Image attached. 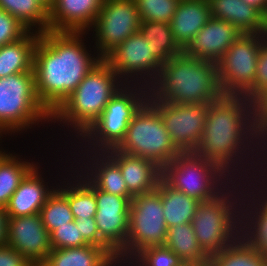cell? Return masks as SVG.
Segmentation results:
<instances>
[{"instance_id":"cell-1","label":"cell","mask_w":267,"mask_h":266,"mask_svg":"<svg viewBox=\"0 0 267 266\" xmlns=\"http://www.w3.org/2000/svg\"><path fill=\"white\" fill-rule=\"evenodd\" d=\"M193 152L216 164L232 180L264 177L267 166L253 101L244 95H222L209 103L203 134Z\"/></svg>"},{"instance_id":"cell-2","label":"cell","mask_w":267,"mask_h":266,"mask_svg":"<svg viewBox=\"0 0 267 266\" xmlns=\"http://www.w3.org/2000/svg\"><path fill=\"white\" fill-rule=\"evenodd\" d=\"M90 41L87 32L48 30L40 34L33 59L35 89L51 114L102 59Z\"/></svg>"},{"instance_id":"cell-3","label":"cell","mask_w":267,"mask_h":266,"mask_svg":"<svg viewBox=\"0 0 267 266\" xmlns=\"http://www.w3.org/2000/svg\"><path fill=\"white\" fill-rule=\"evenodd\" d=\"M124 85L125 83L117 76L111 66L104 59H101L52 114L51 128L49 129L52 132L47 130L43 136H50V133L53 135L51 134L49 138L45 137V142L46 139L48 141L51 138L54 142L60 140L58 148L67 149L100 117L107 103ZM56 124H58V128ZM59 130L60 133H57V136L60 134L59 139L56 138L55 140L56 132Z\"/></svg>"},{"instance_id":"cell-4","label":"cell","mask_w":267,"mask_h":266,"mask_svg":"<svg viewBox=\"0 0 267 266\" xmlns=\"http://www.w3.org/2000/svg\"><path fill=\"white\" fill-rule=\"evenodd\" d=\"M148 90V99L171 104H209L223 95L218 82L217 64L183 51L162 65Z\"/></svg>"},{"instance_id":"cell-5","label":"cell","mask_w":267,"mask_h":266,"mask_svg":"<svg viewBox=\"0 0 267 266\" xmlns=\"http://www.w3.org/2000/svg\"><path fill=\"white\" fill-rule=\"evenodd\" d=\"M244 181L232 180L217 196L200 201L192 219L194 234L210 257L240 236V208Z\"/></svg>"},{"instance_id":"cell-6","label":"cell","mask_w":267,"mask_h":266,"mask_svg":"<svg viewBox=\"0 0 267 266\" xmlns=\"http://www.w3.org/2000/svg\"><path fill=\"white\" fill-rule=\"evenodd\" d=\"M51 119L52 114L37 97L34 71L0 78V131L8 136V140L24 138L26 132L33 134L32 131H39L41 126L47 130Z\"/></svg>"},{"instance_id":"cell-7","label":"cell","mask_w":267,"mask_h":266,"mask_svg":"<svg viewBox=\"0 0 267 266\" xmlns=\"http://www.w3.org/2000/svg\"><path fill=\"white\" fill-rule=\"evenodd\" d=\"M148 87L125 84L107 103L100 117L67 149L69 151H107L124 139L128 125L148 101Z\"/></svg>"},{"instance_id":"cell-8","label":"cell","mask_w":267,"mask_h":266,"mask_svg":"<svg viewBox=\"0 0 267 266\" xmlns=\"http://www.w3.org/2000/svg\"><path fill=\"white\" fill-rule=\"evenodd\" d=\"M116 149L151 160L161 168L181 153L171 140L159 112L148 101L133 116Z\"/></svg>"},{"instance_id":"cell-9","label":"cell","mask_w":267,"mask_h":266,"mask_svg":"<svg viewBox=\"0 0 267 266\" xmlns=\"http://www.w3.org/2000/svg\"><path fill=\"white\" fill-rule=\"evenodd\" d=\"M162 179L198 201L217 196L232 179L216 164L194 152H181L162 168Z\"/></svg>"},{"instance_id":"cell-10","label":"cell","mask_w":267,"mask_h":266,"mask_svg":"<svg viewBox=\"0 0 267 266\" xmlns=\"http://www.w3.org/2000/svg\"><path fill=\"white\" fill-rule=\"evenodd\" d=\"M128 221L126 244L117 254L120 266H124L141 249L165 244L168 228L159 184L155 190L132 198Z\"/></svg>"},{"instance_id":"cell-11","label":"cell","mask_w":267,"mask_h":266,"mask_svg":"<svg viewBox=\"0 0 267 266\" xmlns=\"http://www.w3.org/2000/svg\"><path fill=\"white\" fill-rule=\"evenodd\" d=\"M50 142H51L50 145H52V148H49V150H51V152L49 150H47V151L49 152V154H48L49 157L53 156V154L55 155L54 158L52 157V161L54 160L55 162L52 163V161H50L51 157L50 158L47 157L48 155H47L46 151L44 152L46 154V156H43V154H42L43 158L39 157L40 160L43 159L42 160L43 162L40 161L24 177V179L21 181L18 188L12 194L8 205L5 207L8 217H23V216H28V215H33V214L39 213L41 208L43 207V205L47 201V198L57 188V185H58L60 179L62 178V176L71 167L72 157H70L71 156L70 151L68 149L63 151V150H61L62 148L56 149L53 147L54 143L52 141H50ZM52 149H56V150H54V152H52ZM58 149H60V150H58ZM55 151L56 152L58 151L59 153L57 152L55 154ZM60 152H61V154H60ZM50 153H53V154H50ZM62 153H63V155L64 154H66V155L63 156ZM45 157L47 160L49 158V160L47 162L50 166H47L48 164L46 163V159L44 160ZM59 158H61V159H59ZM44 161H45V163H44ZM57 163H58V165H57ZM44 164L47 167L46 166H43L44 168L41 167ZM63 164H65V165L63 166ZM53 166L55 167L54 168L55 170L57 169L56 171H53L54 169L51 168ZM45 167L48 170H46ZM50 168H51V170H50ZM60 171H62V172H60ZM46 172H48V173H46ZM46 174H48V175L46 176ZM52 174L53 175L56 174V175H54L55 177ZM48 176H50V177L48 178Z\"/></svg>"},{"instance_id":"cell-12","label":"cell","mask_w":267,"mask_h":266,"mask_svg":"<svg viewBox=\"0 0 267 266\" xmlns=\"http://www.w3.org/2000/svg\"><path fill=\"white\" fill-rule=\"evenodd\" d=\"M265 33L242 34L217 63L223 95H245L254 85L257 58Z\"/></svg>"},{"instance_id":"cell-13","label":"cell","mask_w":267,"mask_h":266,"mask_svg":"<svg viewBox=\"0 0 267 266\" xmlns=\"http://www.w3.org/2000/svg\"><path fill=\"white\" fill-rule=\"evenodd\" d=\"M140 23L135 0H104L87 33L98 55L104 59L126 38L136 33Z\"/></svg>"},{"instance_id":"cell-14","label":"cell","mask_w":267,"mask_h":266,"mask_svg":"<svg viewBox=\"0 0 267 266\" xmlns=\"http://www.w3.org/2000/svg\"><path fill=\"white\" fill-rule=\"evenodd\" d=\"M150 51V43L138 30L112 50L104 60L125 84L149 87L162 67Z\"/></svg>"},{"instance_id":"cell-15","label":"cell","mask_w":267,"mask_h":266,"mask_svg":"<svg viewBox=\"0 0 267 266\" xmlns=\"http://www.w3.org/2000/svg\"><path fill=\"white\" fill-rule=\"evenodd\" d=\"M148 102L159 112L175 146L181 152H193L200 143L209 104H171L158 99Z\"/></svg>"},{"instance_id":"cell-16","label":"cell","mask_w":267,"mask_h":266,"mask_svg":"<svg viewBox=\"0 0 267 266\" xmlns=\"http://www.w3.org/2000/svg\"><path fill=\"white\" fill-rule=\"evenodd\" d=\"M240 236L267 256V177L245 181L240 208Z\"/></svg>"},{"instance_id":"cell-17","label":"cell","mask_w":267,"mask_h":266,"mask_svg":"<svg viewBox=\"0 0 267 266\" xmlns=\"http://www.w3.org/2000/svg\"><path fill=\"white\" fill-rule=\"evenodd\" d=\"M95 221L100 238L118 254L128 237L129 209L133 197L110 194L95 186Z\"/></svg>"},{"instance_id":"cell-18","label":"cell","mask_w":267,"mask_h":266,"mask_svg":"<svg viewBox=\"0 0 267 266\" xmlns=\"http://www.w3.org/2000/svg\"><path fill=\"white\" fill-rule=\"evenodd\" d=\"M6 244L20 252L33 266H40L51 252L50 234L39 213L8 217Z\"/></svg>"},{"instance_id":"cell-19","label":"cell","mask_w":267,"mask_h":266,"mask_svg":"<svg viewBox=\"0 0 267 266\" xmlns=\"http://www.w3.org/2000/svg\"><path fill=\"white\" fill-rule=\"evenodd\" d=\"M72 163L100 190L133 197L118 164L105 151H70Z\"/></svg>"},{"instance_id":"cell-20","label":"cell","mask_w":267,"mask_h":266,"mask_svg":"<svg viewBox=\"0 0 267 266\" xmlns=\"http://www.w3.org/2000/svg\"><path fill=\"white\" fill-rule=\"evenodd\" d=\"M242 34L231 23L211 17L192 38V42L183 52L217 64L224 53Z\"/></svg>"},{"instance_id":"cell-21","label":"cell","mask_w":267,"mask_h":266,"mask_svg":"<svg viewBox=\"0 0 267 266\" xmlns=\"http://www.w3.org/2000/svg\"><path fill=\"white\" fill-rule=\"evenodd\" d=\"M104 0H55L49 10L48 30L87 32L94 24Z\"/></svg>"},{"instance_id":"cell-22","label":"cell","mask_w":267,"mask_h":266,"mask_svg":"<svg viewBox=\"0 0 267 266\" xmlns=\"http://www.w3.org/2000/svg\"><path fill=\"white\" fill-rule=\"evenodd\" d=\"M119 166L128 192L134 197L158 187L162 179V168L151 160L133 156L117 150L105 151Z\"/></svg>"},{"instance_id":"cell-23","label":"cell","mask_w":267,"mask_h":266,"mask_svg":"<svg viewBox=\"0 0 267 266\" xmlns=\"http://www.w3.org/2000/svg\"><path fill=\"white\" fill-rule=\"evenodd\" d=\"M56 189L67 199L74 220L95 217V185L73 163Z\"/></svg>"},{"instance_id":"cell-24","label":"cell","mask_w":267,"mask_h":266,"mask_svg":"<svg viewBox=\"0 0 267 266\" xmlns=\"http://www.w3.org/2000/svg\"><path fill=\"white\" fill-rule=\"evenodd\" d=\"M208 0H180L170 22L173 39L181 51L192 42V38L211 19Z\"/></svg>"},{"instance_id":"cell-25","label":"cell","mask_w":267,"mask_h":266,"mask_svg":"<svg viewBox=\"0 0 267 266\" xmlns=\"http://www.w3.org/2000/svg\"><path fill=\"white\" fill-rule=\"evenodd\" d=\"M211 16L234 25L243 34L266 33L267 17L242 0H208Z\"/></svg>"},{"instance_id":"cell-26","label":"cell","mask_w":267,"mask_h":266,"mask_svg":"<svg viewBox=\"0 0 267 266\" xmlns=\"http://www.w3.org/2000/svg\"><path fill=\"white\" fill-rule=\"evenodd\" d=\"M40 266H120L103 247L87 244L81 247L51 249Z\"/></svg>"},{"instance_id":"cell-27","label":"cell","mask_w":267,"mask_h":266,"mask_svg":"<svg viewBox=\"0 0 267 266\" xmlns=\"http://www.w3.org/2000/svg\"><path fill=\"white\" fill-rule=\"evenodd\" d=\"M40 33L29 31L20 40L0 47V78L33 71L34 49Z\"/></svg>"},{"instance_id":"cell-28","label":"cell","mask_w":267,"mask_h":266,"mask_svg":"<svg viewBox=\"0 0 267 266\" xmlns=\"http://www.w3.org/2000/svg\"><path fill=\"white\" fill-rule=\"evenodd\" d=\"M10 150L11 151L0 161V207L4 208L8 205L12 194L18 188L24 177L40 161L38 158L39 154H35V157L31 159L28 154L27 156L26 154L23 156L21 152L16 153V151ZM35 158H38V161Z\"/></svg>"},{"instance_id":"cell-29","label":"cell","mask_w":267,"mask_h":266,"mask_svg":"<svg viewBox=\"0 0 267 266\" xmlns=\"http://www.w3.org/2000/svg\"><path fill=\"white\" fill-rule=\"evenodd\" d=\"M164 246L173 251L185 264L209 265L210 257L200 247L191 222L168 228Z\"/></svg>"},{"instance_id":"cell-30","label":"cell","mask_w":267,"mask_h":266,"mask_svg":"<svg viewBox=\"0 0 267 266\" xmlns=\"http://www.w3.org/2000/svg\"><path fill=\"white\" fill-rule=\"evenodd\" d=\"M159 194L167 228L192 222L200 201L173 189L163 179L159 182Z\"/></svg>"},{"instance_id":"cell-31","label":"cell","mask_w":267,"mask_h":266,"mask_svg":"<svg viewBox=\"0 0 267 266\" xmlns=\"http://www.w3.org/2000/svg\"><path fill=\"white\" fill-rule=\"evenodd\" d=\"M139 31L150 43V52L161 65L182 52L173 39L170 23L141 21Z\"/></svg>"},{"instance_id":"cell-32","label":"cell","mask_w":267,"mask_h":266,"mask_svg":"<svg viewBox=\"0 0 267 266\" xmlns=\"http://www.w3.org/2000/svg\"><path fill=\"white\" fill-rule=\"evenodd\" d=\"M0 9L7 11L29 31H48L49 11L37 0H0Z\"/></svg>"},{"instance_id":"cell-33","label":"cell","mask_w":267,"mask_h":266,"mask_svg":"<svg viewBox=\"0 0 267 266\" xmlns=\"http://www.w3.org/2000/svg\"><path fill=\"white\" fill-rule=\"evenodd\" d=\"M209 266H267V256L257 253L241 236L210 256Z\"/></svg>"},{"instance_id":"cell-34","label":"cell","mask_w":267,"mask_h":266,"mask_svg":"<svg viewBox=\"0 0 267 266\" xmlns=\"http://www.w3.org/2000/svg\"><path fill=\"white\" fill-rule=\"evenodd\" d=\"M39 214L49 234L74 221L67 199L57 189L47 198Z\"/></svg>"},{"instance_id":"cell-35","label":"cell","mask_w":267,"mask_h":266,"mask_svg":"<svg viewBox=\"0 0 267 266\" xmlns=\"http://www.w3.org/2000/svg\"><path fill=\"white\" fill-rule=\"evenodd\" d=\"M186 264L165 246L141 249L124 266H185Z\"/></svg>"},{"instance_id":"cell-36","label":"cell","mask_w":267,"mask_h":266,"mask_svg":"<svg viewBox=\"0 0 267 266\" xmlns=\"http://www.w3.org/2000/svg\"><path fill=\"white\" fill-rule=\"evenodd\" d=\"M180 0H135L141 21L170 23Z\"/></svg>"},{"instance_id":"cell-37","label":"cell","mask_w":267,"mask_h":266,"mask_svg":"<svg viewBox=\"0 0 267 266\" xmlns=\"http://www.w3.org/2000/svg\"><path fill=\"white\" fill-rule=\"evenodd\" d=\"M51 249L73 248L87 245L75 220L58 227L50 234Z\"/></svg>"},{"instance_id":"cell-38","label":"cell","mask_w":267,"mask_h":266,"mask_svg":"<svg viewBox=\"0 0 267 266\" xmlns=\"http://www.w3.org/2000/svg\"><path fill=\"white\" fill-rule=\"evenodd\" d=\"M29 30L14 16L0 9V47L23 38Z\"/></svg>"},{"instance_id":"cell-39","label":"cell","mask_w":267,"mask_h":266,"mask_svg":"<svg viewBox=\"0 0 267 266\" xmlns=\"http://www.w3.org/2000/svg\"><path fill=\"white\" fill-rule=\"evenodd\" d=\"M266 88H267V39L261 45L260 52L257 58L254 85L244 96L248 100L253 101Z\"/></svg>"},{"instance_id":"cell-40","label":"cell","mask_w":267,"mask_h":266,"mask_svg":"<svg viewBox=\"0 0 267 266\" xmlns=\"http://www.w3.org/2000/svg\"><path fill=\"white\" fill-rule=\"evenodd\" d=\"M75 223L79 226L80 233L88 244L105 248L117 260V254L100 238L94 217L77 218Z\"/></svg>"},{"instance_id":"cell-41","label":"cell","mask_w":267,"mask_h":266,"mask_svg":"<svg viewBox=\"0 0 267 266\" xmlns=\"http://www.w3.org/2000/svg\"><path fill=\"white\" fill-rule=\"evenodd\" d=\"M254 121L262 133L267 128V88L253 100Z\"/></svg>"},{"instance_id":"cell-42","label":"cell","mask_w":267,"mask_h":266,"mask_svg":"<svg viewBox=\"0 0 267 266\" xmlns=\"http://www.w3.org/2000/svg\"><path fill=\"white\" fill-rule=\"evenodd\" d=\"M0 266H33L20 252L7 244L0 247Z\"/></svg>"},{"instance_id":"cell-43","label":"cell","mask_w":267,"mask_h":266,"mask_svg":"<svg viewBox=\"0 0 267 266\" xmlns=\"http://www.w3.org/2000/svg\"><path fill=\"white\" fill-rule=\"evenodd\" d=\"M8 215L4 207H0V247L7 242Z\"/></svg>"},{"instance_id":"cell-44","label":"cell","mask_w":267,"mask_h":266,"mask_svg":"<svg viewBox=\"0 0 267 266\" xmlns=\"http://www.w3.org/2000/svg\"><path fill=\"white\" fill-rule=\"evenodd\" d=\"M242 1L259 9L267 17V0H242Z\"/></svg>"},{"instance_id":"cell-45","label":"cell","mask_w":267,"mask_h":266,"mask_svg":"<svg viewBox=\"0 0 267 266\" xmlns=\"http://www.w3.org/2000/svg\"><path fill=\"white\" fill-rule=\"evenodd\" d=\"M262 153L264 162L267 166V128L262 132Z\"/></svg>"},{"instance_id":"cell-46","label":"cell","mask_w":267,"mask_h":266,"mask_svg":"<svg viewBox=\"0 0 267 266\" xmlns=\"http://www.w3.org/2000/svg\"><path fill=\"white\" fill-rule=\"evenodd\" d=\"M39 1L48 11L52 8L55 0H37Z\"/></svg>"},{"instance_id":"cell-47","label":"cell","mask_w":267,"mask_h":266,"mask_svg":"<svg viewBox=\"0 0 267 266\" xmlns=\"http://www.w3.org/2000/svg\"><path fill=\"white\" fill-rule=\"evenodd\" d=\"M4 139L7 141V135L4 132L0 131V150L4 147V144H2V142L5 141Z\"/></svg>"},{"instance_id":"cell-48","label":"cell","mask_w":267,"mask_h":266,"mask_svg":"<svg viewBox=\"0 0 267 266\" xmlns=\"http://www.w3.org/2000/svg\"><path fill=\"white\" fill-rule=\"evenodd\" d=\"M9 148L7 149L4 147L0 150V161L9 153Z\"/></svg>"}]
</instances>
